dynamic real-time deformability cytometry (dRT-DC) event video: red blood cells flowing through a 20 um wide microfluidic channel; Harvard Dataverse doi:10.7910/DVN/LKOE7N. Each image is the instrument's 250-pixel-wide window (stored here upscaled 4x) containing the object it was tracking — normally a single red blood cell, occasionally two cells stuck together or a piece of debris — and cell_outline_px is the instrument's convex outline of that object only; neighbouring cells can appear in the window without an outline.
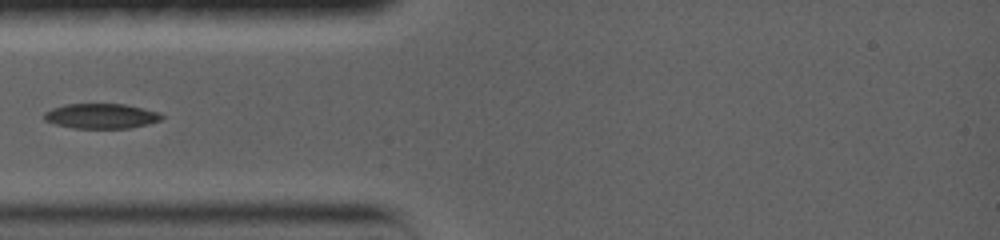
{"species": "common noctule bat (a hibernating species)", "species_latin": "Nyctalus noctula", "temperature_condition": "warm", "stored_images_in_passage": 29, "camera_frame_rate_fps": 5000, "um_per_image_px": 0.085, "animal": {"sex": "female", "body_mass_g": 19.0, "forearm_length_mm": 56.7}, "frame": {"image": 1, "passage_image": 1, "time_ms": 0.0, "image_size_px": [1000, 240], "cell_outline_px": [[164, 116], [160, 120], [148, 124], [128, 128], [72, 128], [56, 124], [44, 120], [44, 112], [52, 108], [64, 104], [124, 104], [160, 112]], "centroid_in_image_um": [8.59, 9.86], "position_along_channel_um": 76.4, "area_um2": 17.11}}
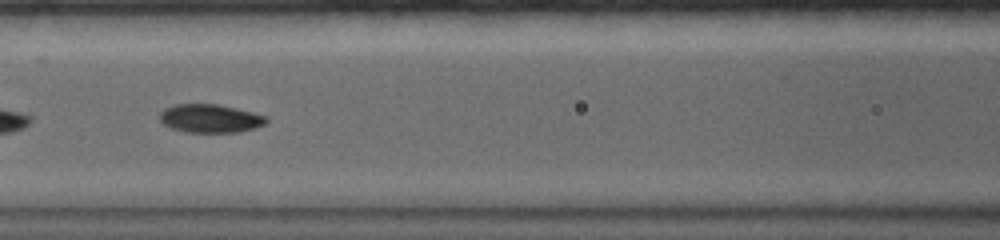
{"frame": {"image": 2, "passage_image": 9, "time_ms": 2.0, "image_size_px": [1000, 240], "cell_outline_px": [[268, 120], [264, 124], [256, 128], [240, 132], [188, 132], [172, 128], [164, 124], [160, 120], [160, 112], [164, 108], [176, 104], [216, 104], [252, 112], [268, 116]], "centroid_in_image_um": [17.88, 10.07], "position_along_channel_um": 148.7, "area_um2": 17.57}}
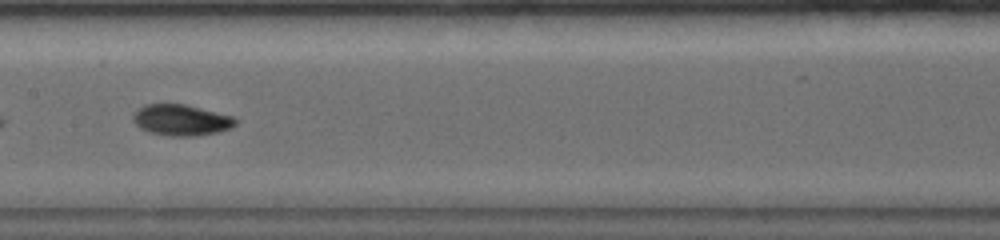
{"frame": {"image": 3, "passage_image": 13, "time_ms": 3.2, "image_size_px": [1000, 240], "cell_outline_px": [[240, 120], [232, 128], [216, 132], [196, 136], [168, 136], [148, 132], [140, 128], [132, 120], [132, 116], [144, 104], [184, 104], [232, 116]], "centroid_in_image_um": [15.41, 10.21], "position_along_channel_um": 192.0, "area_um2": 18.55}}